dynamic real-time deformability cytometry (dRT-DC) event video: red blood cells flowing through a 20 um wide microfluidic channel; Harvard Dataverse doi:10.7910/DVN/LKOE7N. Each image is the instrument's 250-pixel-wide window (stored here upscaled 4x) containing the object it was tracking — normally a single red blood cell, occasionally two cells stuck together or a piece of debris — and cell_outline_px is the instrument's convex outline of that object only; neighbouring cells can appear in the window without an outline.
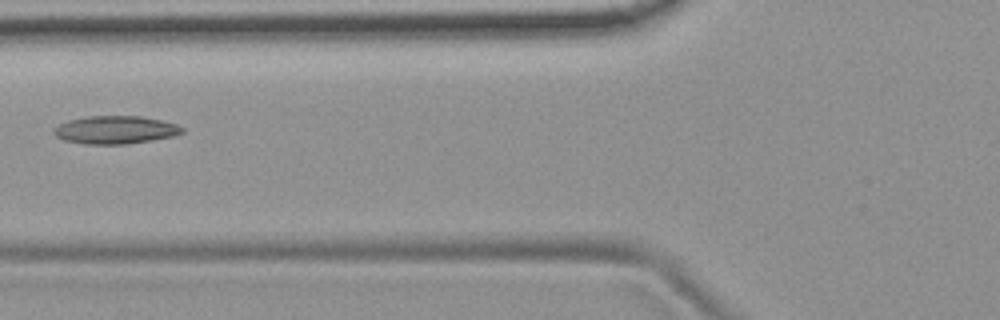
{"species": "common noctule bat (a hibernating species)", "species_latin": "Nyctalus noctula", "temperature_condition": "room temperature", "stored_images_in_passage": 5, "camera_frame_rate_fps": 3000, "um_per_image_px": 0.085, "animal": {"sex": "female", "body_mass_g": 19.9}, "frame": {"image": 1, "passage_image": 4, "time_ms": 4.333, "image_size_px": [1000, 320], "cell_outline_px": [[184, 132], [172, 136], [152, 140], [124, 144], [84, 144], [64, 140], [56, 136], [52, 132], [60, 124], [68, 120], [88, 116], [140, 116], [160, 120], [176, 124], [184, 128]], "centroid_in_image_um": [9.8, 11.04], "position_along_channel_um": 116.0, "area_um2": 20.75}}
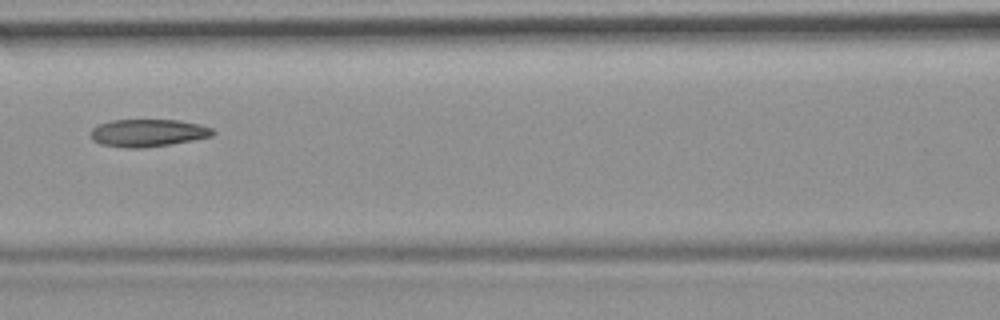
{"frame": {"image": 2, "passage_image": 5, "time_ms": 5.333, "image_size_px": [1000, 320], "cell_outline_px": [[216, 132], [212, 136], [192, 140], [144, 148], [128, 148], [100, 144], [92, 140], [88, 132], [92, 128], [100, 124], [112, 120], [180, 120], [200, 124], [212, 128]], "centroid_in_image_um": [12.55, 11.29], "position_along_channel_um": 154.1, "area_um2": 19.65}}